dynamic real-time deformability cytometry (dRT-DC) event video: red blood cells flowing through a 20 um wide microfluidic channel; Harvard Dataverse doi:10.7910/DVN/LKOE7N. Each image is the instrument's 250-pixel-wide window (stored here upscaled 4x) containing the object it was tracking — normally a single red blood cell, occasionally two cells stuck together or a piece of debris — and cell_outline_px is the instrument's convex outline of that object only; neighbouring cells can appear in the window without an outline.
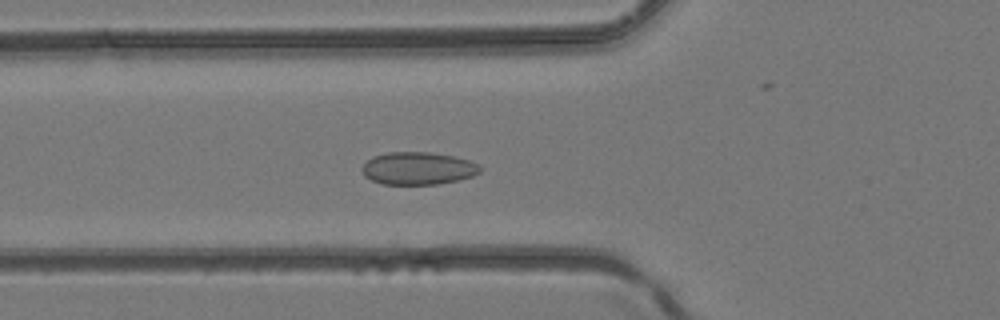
{"species": "common noctule bat (a hibernating species)", "species_latin": "Nyctalus noctula", "temperature_condition": "room temperature", "stored_images_in_passage": 40, "camera_frame_rate_fps": 3000, "um_per_image_px": 0.085, "animal": {"sex": "female", "body_mass_g": 24.6, "forearm_length_mm": 56.2}, "frame": {"image": 1, "passage_image": 15, "time_ms": 4.667, "image_size_px": [1000, 320], "cell_outline_px": [[480, 172], [472, 176], [456, 180], [436, 184], [384, 184], [372, 180], [364, 176], [360, 168], [372, 156], [388, 152], [428, 152], [452, 156], [468, 160], [480, 164]], "centroid_in_image_um": [35.5, 14.3], "position_along_channel_um": 90.3, "area_um2": 22.31}}
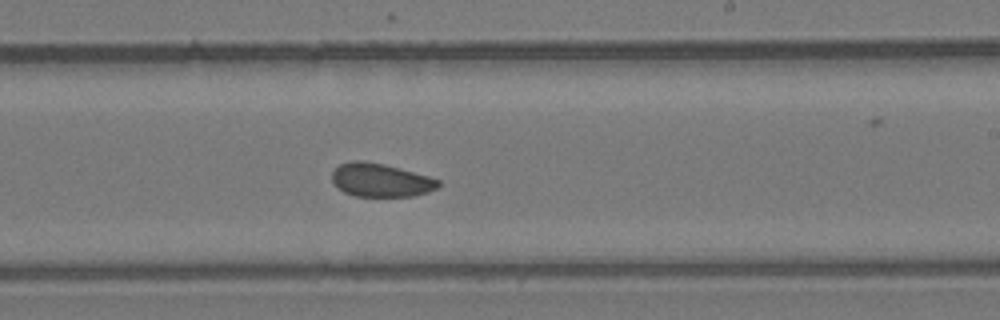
{"frame": {"image": 2, "passage_image": 25, "time_ms": 8.0, "image_size_px": [1000, 320], "cell_outline_px": [[440, 184], [436, 188], [428, 192], [412, 196], [356, 196], [344, 192], [332, 180], [332, 172], [340, 164], [352, 160], [360, 160], [384, 164], [428, 176], [440, 180]], "centroid_in_image_um": [32.36, 15.3], "position_along_channel_um": 256.6, "area_um2": 20.46}}
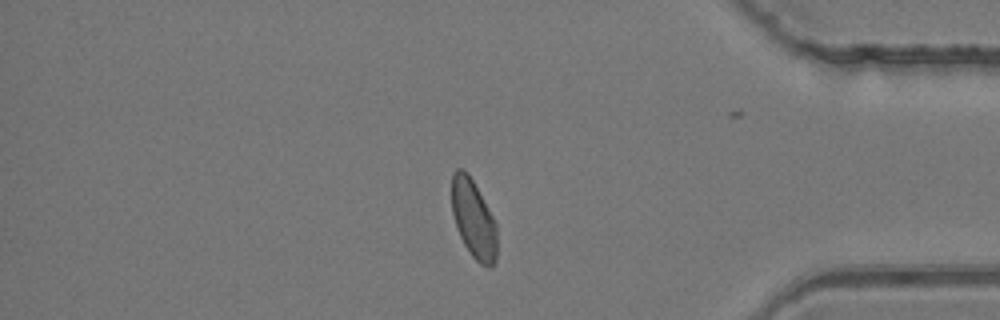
{"frame": {"image": 3, "passage_image": 35, "time_ms": 11.333, "image_size_px": [1000, 320], "cell_outline_px": [[496, 260], [492, 264], [480, 264], [472, 256], [464, 244], [456, 228], [452, 212], [452, 172], [456, 168], [464, 168], [468, 172], [492, 216], [496, 224]], "centroid_in_image_um": [40.22, 18.56], "position_along_channel_um": 395.0, "area_um2": 20.4}}